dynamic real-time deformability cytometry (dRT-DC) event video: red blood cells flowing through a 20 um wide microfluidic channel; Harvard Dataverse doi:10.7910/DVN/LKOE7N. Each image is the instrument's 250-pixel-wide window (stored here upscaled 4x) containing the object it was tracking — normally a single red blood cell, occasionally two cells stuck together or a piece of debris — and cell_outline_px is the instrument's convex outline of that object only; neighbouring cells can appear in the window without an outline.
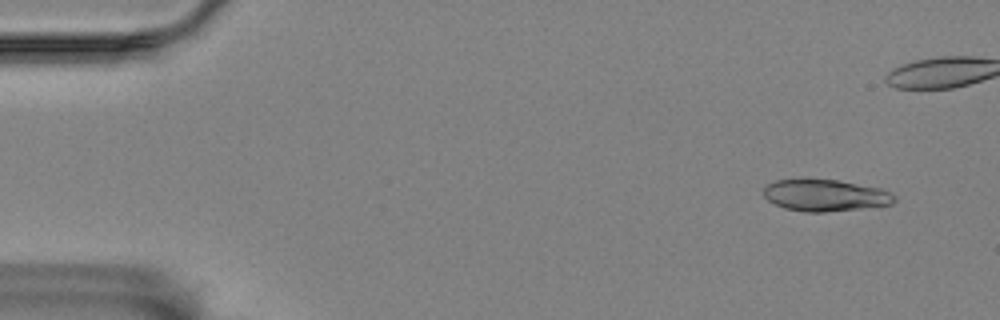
{"species": "Egyptian fruit bat (a non-hibernating species)", "species_latin": "Rousettus aegyptiacus", "temperature_condition": "room temperature", "stored_images_in_passage": 44, "camera_frame_rate_fps": 3000, "um_per_image_px": 0.085, "animal": {"sex": "female"}, "frame": {"image": 1, "passage_image": 1, "time_ms": 0.0, "image_size_px": [1000, 320], "cell_outline_px": [[896, 200], [892, 204], [824, 212], [808, 212], [784, 208], [768, 200], [764, 196], [764, 188], [768, 184], [776, 180], [836, 180], [880, 188], [896, 196]], "centroid_in_image_um": [70.14, 16.61], "position_along_channel_um": 14.9, "area_um2": 23.64}}
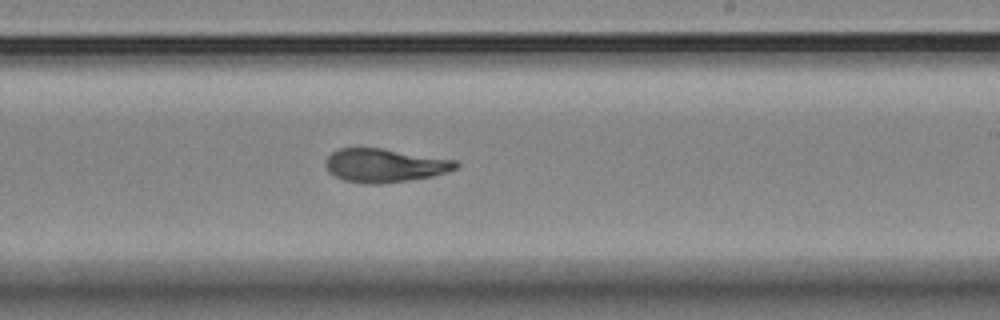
{"frame": {"image": 2, "passage_image": 31, "time_ms": 10.0, "image_size_px": [1000, 320], "cell_outline_px": [[460, 164], [456, 168], [432, 176], [384, 184], [368, 184], [344, 180], [328, 172], [324, 164], [328, 156], [332, 152], [340, 148], [380, 148], [456, 160]], "centroid_in_image_um": [32.67, 14.06], "position_along_channel_um": 256.3, "area_um2": 25.32}}
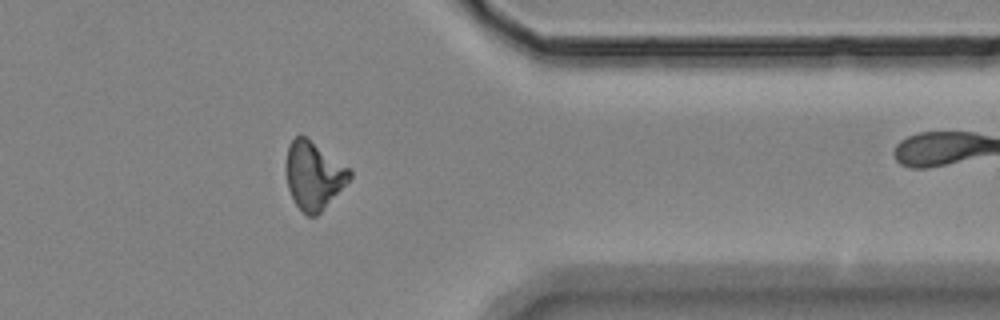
{"frame": {"image": 3, "passage_image": 43, "time_ms": 14.0, "image_size_px": [1000, 320], "cell_outline_px": [[352, 176], [324, 208], [316, 216], [308, 216], [296, 204], [288, 188], [284, 168], [284, 164], [288, 144], [300, 132], [348, 168], [352, 172]], "centroid_in_image_um": [26.6, 14.87], "position_along_channel_um": 384.8, "area_um2": 24.91}}